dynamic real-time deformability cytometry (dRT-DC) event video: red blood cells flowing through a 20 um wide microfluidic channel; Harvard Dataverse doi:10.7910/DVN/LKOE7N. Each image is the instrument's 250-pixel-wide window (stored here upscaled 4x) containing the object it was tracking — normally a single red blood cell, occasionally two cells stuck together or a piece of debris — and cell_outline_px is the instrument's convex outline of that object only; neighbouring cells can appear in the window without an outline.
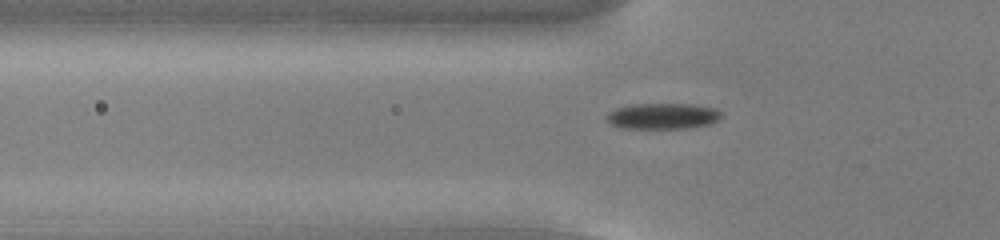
{"species": "common noctule bat (a hibernating species)", "species_latin": "Nyctalus noctula", "temperature_condition": "cold", "stored_images_in_passage": 55, "camera_frame_rate_fps": 3000, "um_per_image_px": 0.085, "animal": {"sex": "male", "body_mass_g": 13.0, "forearm_length_mm": 53.1}, "frame": {"image": 1, "passage_image": 19, "time_ms": 6.0, "image_size_px": [1000, 240], "cell_outline_px": [[724, 116], [720, 120], [712, 124], [692, 128], [620, 128], [612, 124], [604, 116], [608, 112], [616, 108], [636, 104], [692, 104], [712, 108], [720, 112]], "centroid_in_image_um": [56.37, 9.88], "position_along_channel_um": 69.4, "area_um2": 17.46}}
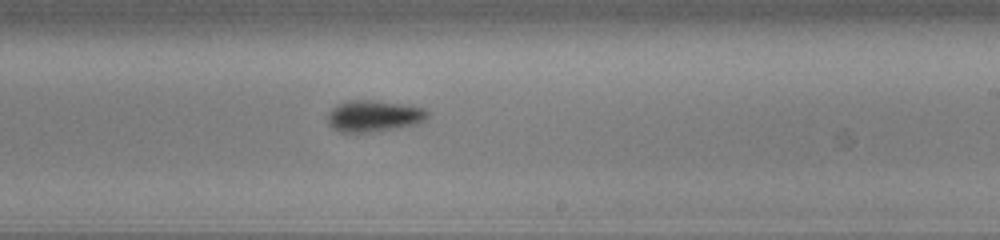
{"frame": {"image": 2, "passage_image": 34, "time_ms": 11.0, "image_size_px": [1000, 240], "cell_outline_px": [[428, 116], [424, 120], [416, 124], [396, 128], [368, 132], [340, 132], [332, 128], [328, 124], [328, 112], [336, 104], [348, 100], [376, 100], [424, 108], [428, 112]], "centroid_in_image_um": [31.73, 9.85], "position_along_channel_um": 257.3, "area_um2": 18.26}}
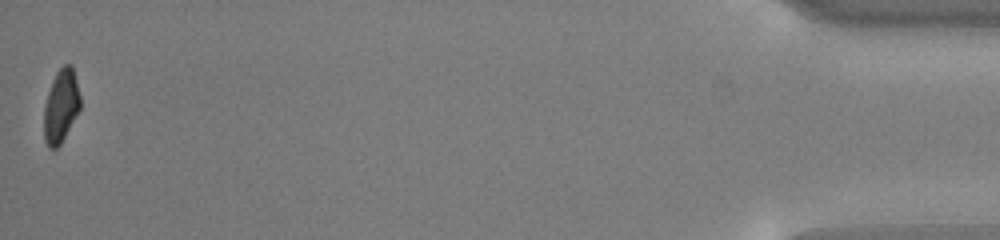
{"frame": {"image": 3, "passage_image": 55, "time_ms": 18.0, "image_size_px": [1000, 240], "cell_outline_px": [[80, 108], [60, 144], [56, 148], [48, 148], [44, 140], [44, 104], [52, 80], [56, 72], [64, 64], [72, 64], [80, 96]], "centroid_in_image_um": [5.17, 8.99], "position_along_channel_um": 430.0, "area_um2": 15.37}, "authors_computed_cell_mechanics": {"area_um2": 16.8198, "velocity_mm_per_s": 3.7857, "shape_relaxation_time_tau1_ms": 2.1935, "shape_relaxation_time_tau2_ms": 2.2129, "deformation_change_tau1": 0.1047, "deformation_change_tau2": 0.0647}}